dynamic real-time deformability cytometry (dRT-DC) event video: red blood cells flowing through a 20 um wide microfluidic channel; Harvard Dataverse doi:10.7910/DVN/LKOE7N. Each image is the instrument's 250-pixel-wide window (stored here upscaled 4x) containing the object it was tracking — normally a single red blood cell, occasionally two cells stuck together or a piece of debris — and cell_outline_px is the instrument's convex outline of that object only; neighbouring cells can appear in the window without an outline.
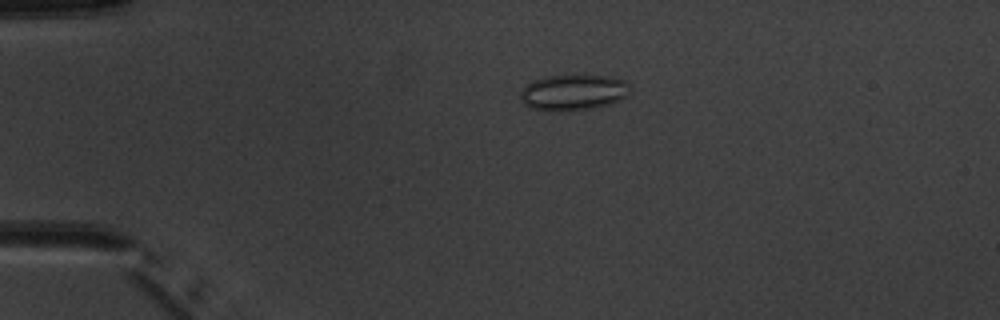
{"species": "common noctule bat (a hibernating species)", "species_latin": "Nyctalus noctula", "temperature_condition": "warm", "stored_images_in_passage": 5, "camera_frame_rate_fps": 3000, "um_per_image_px": 0.085, "animal": {"sex": "male", "body_mass_g": 20.1, "forearm_length_mm": 53.5}, "frame": {"image": 1, "passage_image": 4, "time_ms": 3.667, "image_size_px": [1000, 320], "cell_outline_px": [[628, 92], [620, 100], [608, 104], [592, 108], [528, 108], [520, 100], [520, 92], [524, 84], [532, 80], [544, 76], [612, 76], [624, 80], [628, 84]], "centroid_in_image_um": [48.69, 7.8], "position_along_channel_um": 36.3, "area_um2": 22.08}}